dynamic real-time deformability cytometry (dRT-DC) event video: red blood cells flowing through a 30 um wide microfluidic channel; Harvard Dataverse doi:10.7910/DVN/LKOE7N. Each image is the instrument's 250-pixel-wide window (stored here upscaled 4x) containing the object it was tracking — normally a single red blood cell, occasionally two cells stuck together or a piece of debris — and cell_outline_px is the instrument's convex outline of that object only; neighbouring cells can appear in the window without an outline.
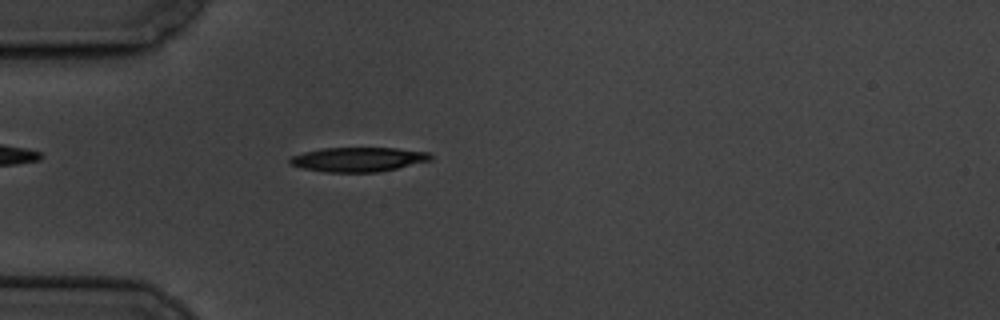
{"species": "common noctule bat (a hibernating species)", "species_latin": "Nyctalus noctula", "temperature_condition": "cold", "stored_images_in_passage": 4, "camera_frame_rate_fps": 3000, "um_per_image_px": 0.085, "animal": {"sex": "male", "body_mass_g": 19.5, "forearm_length_mm": 54.6}, "frame": {"image": 1, "passage_image": 4, "time_ms": 4.333, "image_size_px": [1000, 320], "cell_outline_px": [[432, 160], [396, 168], [376, 172], [324, 172], [300, 168], [288, 164], [288, 160], [292, 156], [304, 152], [324, 148], [396, 148], [428, 152], [432, 156]], "centroid_in_image_um": [30.4, 13.55], "position_along_channel_um": 54.6, "area_um2": 20.0}}